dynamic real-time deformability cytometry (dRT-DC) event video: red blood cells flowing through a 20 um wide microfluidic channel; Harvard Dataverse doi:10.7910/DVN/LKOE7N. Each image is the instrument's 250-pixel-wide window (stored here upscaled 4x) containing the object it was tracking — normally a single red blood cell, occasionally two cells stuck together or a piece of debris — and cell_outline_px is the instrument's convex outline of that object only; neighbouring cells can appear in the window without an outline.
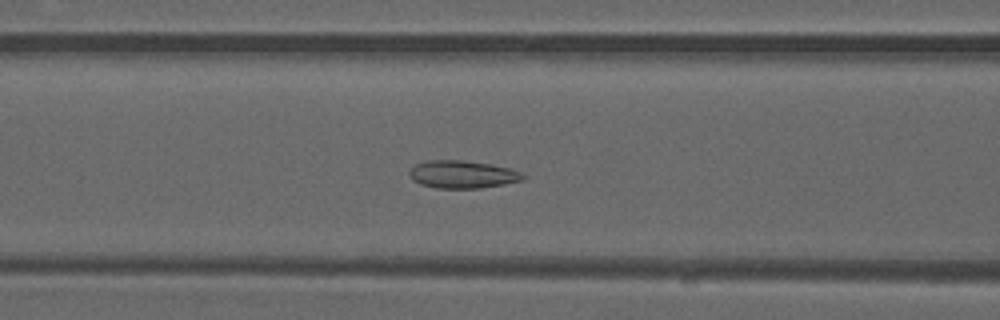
{"species": "common noctule bat (a hibernating species)", "species_latin": "Nyctalus noctula", "temperature_condition": "warm", "stored_images_in_passage": 50, "camera_frame_rate_fps": 3000, "um_per_image_px": 0.085, "animal": {"sex": "male", "forearm_length_mm": 52.5}, "frame": {"image": 1, "passage_image": 21, "time_ms": 6.667, "image_size_px": [1000, 320], "cell_outline_px": [[524, 180], [504, 184], [480, 188], [436, 188], [420, 184], [412, 180], [408, 172], [416, 164], [428, 160], [460, 160], [492, 164], [512, 168], [520, 172], [524, 176]], "centroid_in_image_um": [39.31, 14.82], "position_along_channel_um": 127.3, "area_um2": 18.38}}
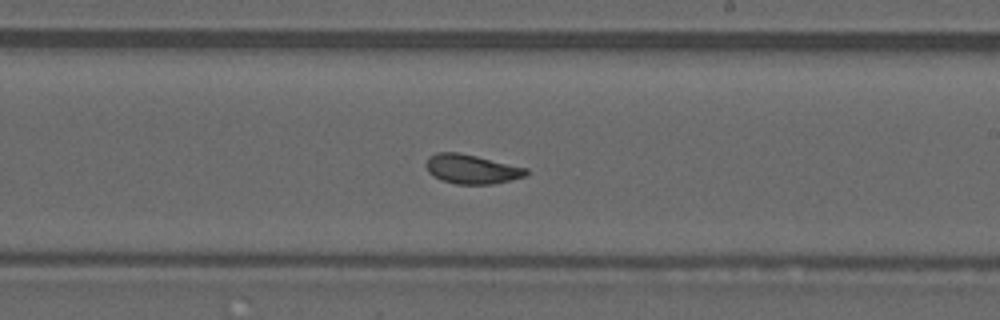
{"frame": {"image": 2, "passage_image": 30, "time_ms": 9.667, "image_size_px": [1000, 320], "cell_outline_px": [[528, 172], [524, 176], [512, 180], [492, 184], [456, 184], [440, 180], [428, 172], [424, 164], [428, 156], [436, 152], [460, 152], [528, 168]], "centroid_in_image_um": [40.05, 14.36], "position_along_channel_um": 249.0, "area_um2": 17.28}}
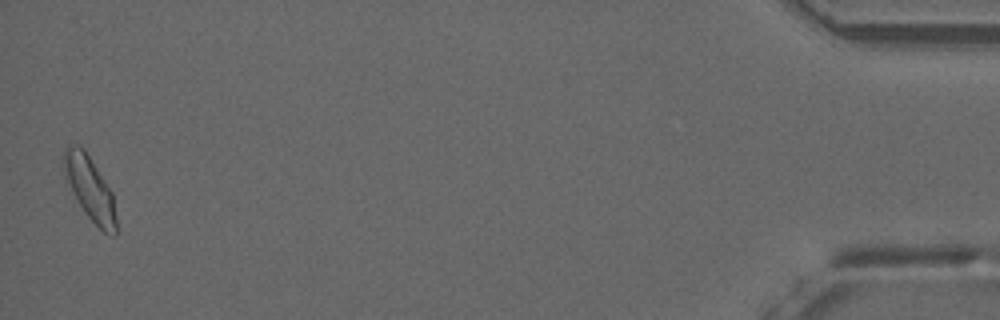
{"frame": {"image": 3, "passage_image": 50, "time_ms": 16.333, "image_size_px": [1000, 320], "cell_outline_px": [[116, 232], [112, 236], [104, 232], [88, 216], [80, 204], [60, 164], [64, 152], [68, 144], [76, 144], [84, 148], [112, 192], [116, 216]], "centroid_in_image_um": [7.63, 15.96], "position_along_channel_um": 427.6, "area_um2": 19.02}, "authors_computed_cell_mechanics": {"area_um2": 17.8313, "velocity_mm_per_s": 4.0692, "shape_relaxation_time_tau1_ms": 8.9248, "shape_relaxation_time_tau2_ms": 0.7824, "deformation_change_tau1": 0.1865, "deformation_change_tau2": 0.0626}}